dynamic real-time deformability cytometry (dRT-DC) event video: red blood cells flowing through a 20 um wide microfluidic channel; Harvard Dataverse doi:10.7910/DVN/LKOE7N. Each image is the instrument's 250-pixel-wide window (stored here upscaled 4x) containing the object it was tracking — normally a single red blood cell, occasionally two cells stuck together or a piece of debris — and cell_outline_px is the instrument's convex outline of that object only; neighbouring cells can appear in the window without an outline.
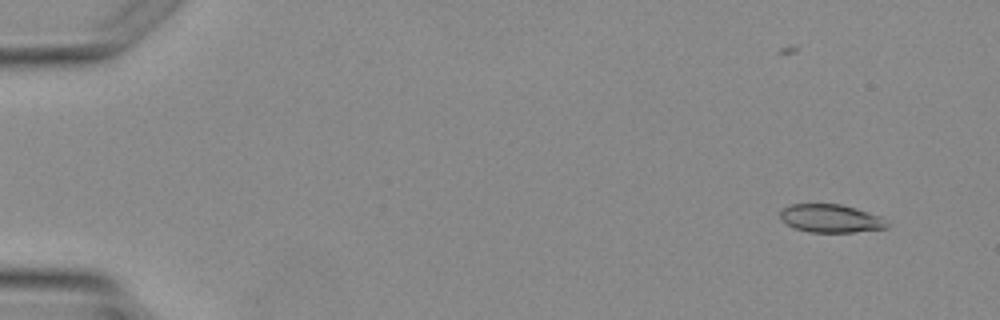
{"species": "Egyptian fruit bat (a non-hibernating species)", "species_latin": "Rousettus aegyptiacus", "temperature_condition": "warm", "stored_images_in_passage": 5, "camera_frame_rate_fps": 3000, "um_per_image_px": 0.085, "animal": {"sex": "female"}, "frame": {"image": 1, "passage_image": 2, "time_ms": 1.333, "image_size_px": [1000, 320], "cell_outline_px": [[888, 228], [852, 232], [808, 232], [796, 228], [780, 220], [780, 212], [784, 208], [792, 204], [840, 204], [856, 208], [880, 216], [888, 224]], "centroid_in_image_um": [70.61, 18.57], "position_along_channel_um": 14.4, "area_um2": 17.4}}
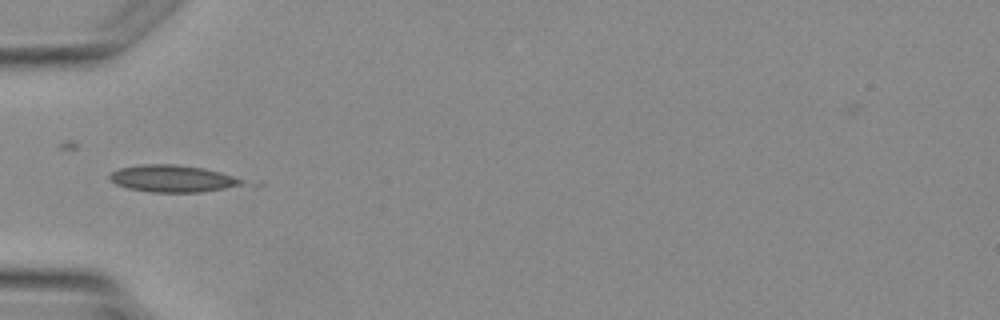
{"frame": {"image": 2, "passage_image": 5, "time_ms": 5.0, "image_size_px": [1000, 320], "cell_outline_px": [[244, 180], [240, 184], [224, 188], [200, 192], [152, 192], [128, 188], [116, 184], [108, 180], [108, 176], [112, 172], [120, 168], [140, 164], [176, 164], [204, 168], [220, 172]], "centroid_in_image_um": [14.58, 15.17], "position_along_channel_um": 70.4, "area_um2": 20.63}}